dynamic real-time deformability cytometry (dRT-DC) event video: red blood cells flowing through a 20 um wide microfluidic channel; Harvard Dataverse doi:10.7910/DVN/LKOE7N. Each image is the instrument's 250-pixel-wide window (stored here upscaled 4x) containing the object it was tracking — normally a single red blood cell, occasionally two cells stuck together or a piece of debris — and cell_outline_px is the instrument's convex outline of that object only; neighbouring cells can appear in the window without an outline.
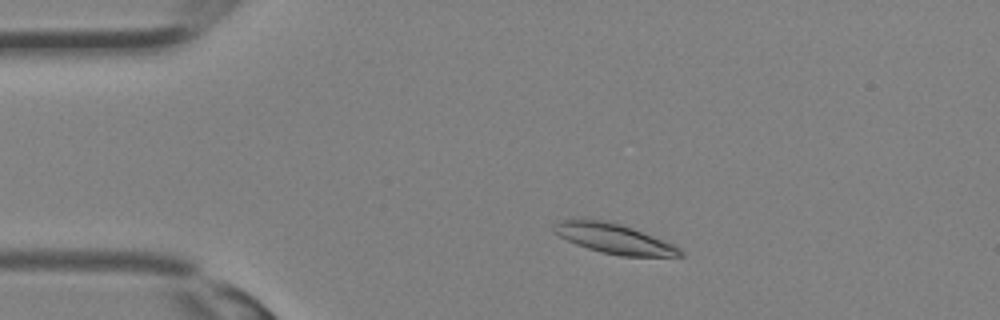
{"species": "Egyptian fruit bat (a non-hibernating species)", "species_latin": "Rousettus aegyptiacus", "temperature_condition": "room temperature", "stored_images_in_passage": 30, "camera_frame_rate_fps": 3000, "um_per_image_px": 0.085, "animal": {"sex": "female"}, "frame": {"image": 1, "passage_image": 4, "time_ms": 1.0, "image_size_px": [1000, 320], "cell_outline_px": [[684, 256], [624, 256], [600, 252], [576, 244], [552, 232], [552, 224], [560, 220], [588, 216], [608, 220], [632, 228], [672, 244], [680, 248], [684, 252]], "centroid_in_image_um": [52.1, 20.23], "position_along_channel_um": 32.9, "area_um2": 22.37}}
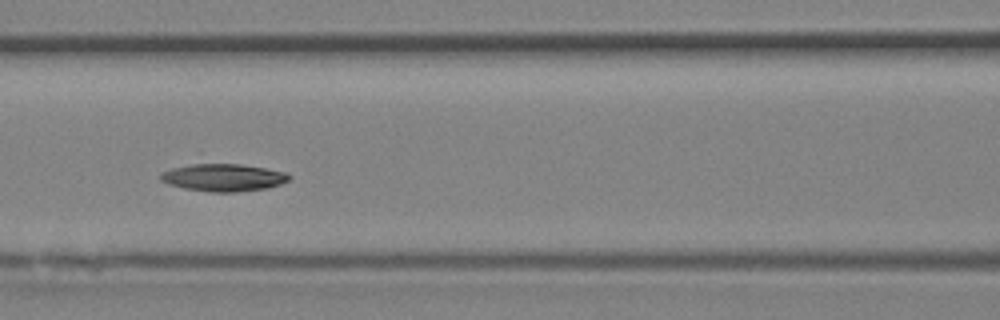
{"frame": {"image": 2, "passage_image": 12, "time_ms": 3.667, "image_size_px": [1000, 320], "cell_outline_px": [[292, 176], [288, 180], [280, 184], [264, 188], [236, 192], [212, 192], [184, 188], [168, 184], [160, 180], [160, 172], [172, 168], [192, 164], [240, 164], [288, 172]], "centroid_in_image_um": [18.98, 15.08], "position_along_channel_um": 147.6, "area_um2": 20.46}}
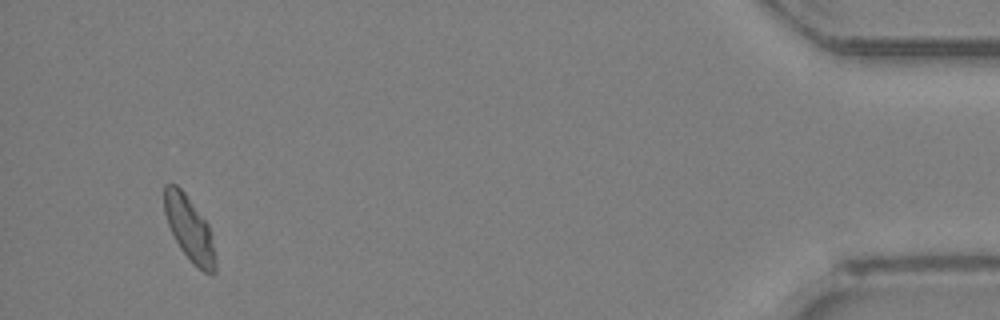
{"frame": {"image": 3, "passage_image": 29, "time_ms": 9.333, "image_size_px": [1000, 320], "cell_outline_px": [[216, 272], [212, 276], [204, 272], [192, 264], [180, 248], [168, 224], [164, 212], [164, 184], [176, 184], [184, 192], [208, 224], [216, 264]], "centroid_in_image_um": [16.09, 19.47], "position_along_channel_um": 419.1, "area_um2": 18.96}}